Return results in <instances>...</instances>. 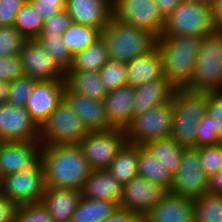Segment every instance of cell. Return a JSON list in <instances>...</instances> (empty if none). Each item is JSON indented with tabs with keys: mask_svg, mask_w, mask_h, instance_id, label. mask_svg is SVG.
<instances>
[{
	"mask_svg": "<svg viewBox=\"0 0 222 222\" xmlns=\"http://www.w3.org/2000/svg\"><path fill=\"white\" fill-rule=\"evenodd\" d=\"M208 178L202 167L199 150L185 148L170 192L193 199L201 197L207 193Z\"/></svg>",
	"mask_w": 222,
	"mask_h": 222,
	"instance_id": "12",
	"label": "cell"
},
{
	"mask_svg": "<svg viewBox=\"0 0 222 222\" xmlns=\"http://www.w3.org/2000/svg\"><path fill=\"white\" fill-rule=\"evenodd\" d=\"M66 86L74 93H79L88 98L104 101L108 91L101 81L100 72H66Z\"/></svg>",
	"mask_w": 222,
	"mask_h": 222,
	"instance_id": "26",
	"label": "cell"
},
{
	"mask_svg": "<svg viewBox=\"0 0 222 222\" xmlns=\"http://www.w3.org/2000/svg\"><path fill=\"white\" fill-rule=\"evenodd\" d=\"M184 0H155L160 14L166 19Z\"/></svg>",
	"mask_w": 222,
	"mask_h": 222,
	"instance_id": "49",
	"label": "cell"
},
{
	"mask_svg": "<svg viewBox=\"0 0 222 222\" xmlns=\"http://www.w3.org/2000/svg\"><path fill=\"white\" fill-rule=\"evenodd\" d=\"M40 128L33 121L26 107L8 103L0 106V141H39Z\"/></svg>",
	"mask_w": 222,
	"mask_h": 222,
	"instance_id": "13",
	"label": "cell"
},
{
	"mask_svg": "<svg viewBox=\"0 0 222 222\" xmlns=\"http://www.w3.org/2000/svg\"><path fill=\"white\" fill-rule=\"evenodd\" d=\"M173 99L132 118L125 128L127 142L143 146L145 143L171 137L173 131Z\"/></svg>",
	"mask_w": 222,
	"mask_h": 222,
	"instance_id": "8",
	"label": "cell"
},
{
	"mask_svg": "<svg viewBox=\"0 0 222 222\" xmlns=\"http://www.w3.org/2000/svg\"><path fill=\"white\" fill-rule=\"evenodd\" d=\"M135 95V87L129 84L108 92L104 103L107 118L114 128L125 130L131 123Z\"/></svg>",
	"mask_w": 222,
	"mask_h": 222,
	"instance_id": "21",
	"label": "cell"
},
{
	"mask_svg": "<svg viewBox=\"0 0 222 222\" xmlns=\"http://www.w3.org/2000/svg\"><path fill=\"white\" fill-rule=\"evenodd\" d=\"M63 98L79 116L88 132L105 131L114 128L107 118L104 101L74 93L67 86H65Z\"/></svg>",
	"mask_w": 222,
	"mask_h": 222,
	"instance_id": "18",
	"label": "cell"
},
{
	"mask_svg": "<svg viewBox=\"0 0 222 222\" xmlns=\"http://www.w3.org/2000/svg\"><path fill=\"white\" fill-rule=\"evenodd\" d=\"M126 69L128 84L133 87L163 78V59L159 48L129 61Z\"/></svg>",
	"mask_w": 222,
	"mask_h": 222,
	"instance_id": "24",
	"label": "cell"
},
{
	"mask_svg": "<svg viewBox=\"0 0 222 222\" xmlns=\"http://www.w3.org/2000/svg\"><path fill=\"white\" fill-rule=\"evenodd\" d=\"M82 197V190L46 187L41 203L54 222H71Z\"/></svg>",
	"mask_w": 222,
	"mask_h": 222,
	"instance_id": "23",
	"label": "cell"
},
{
	"mask_svg": "<svg viewBox=\"0 0 222 222\" xmlns=\"http://www.w3.org/2000/svg\"><path fill=\"white\" fill-rule=\"evenodd\" d=\"M211 7L213 23L216 29L222 30V0H213Z\"/></svg>",
	"mask_w": 222,
	"mask_h": 222,
	"instance_id": "51",
	"label": "cell"
},
{
	"mask_svg": "<svg viewBox=\"0 0 222 222\" xmlns=\"http://www.w3.org/2000/svg\"><path fill=\"white\" fill-rule=\"evenodd\" d=\"M108 59L107 44L101 36L88 48L73 55L71 66L67 72L99 71Z\"/></svg>",
	"mask_w": 222,
	"mask_h": 222,
	"instance_id": "27",
	"label": "cell"
},
{
	"mask_svg": "<svg viewBox=\"0 0 222 222\" xmlns=\"http://www.w3.org/2000/svg\"><path fill=\"white\" fill-rule=\"evenodd\" d=\"M187 2L212 3L213 0H185Z\"/></svg>",
	"mask_w": 222,
	"mask_h": 222,
	"instance_id": "53",
	"label": "cell"
},
{
	"mask_svg": "<svg viewBox=\"0 0 222 222\" xmlns=\"http://www.w3.org/2000/svg\"><path fill=\"white\" fill-rule=\"evenodd\" d=\"M101 36L107 44L108 57L125 64L154 50L158 41L153 33L114 17L102 29Z\"/></svg>",
	"mask_w": 222,
	"mask_h": 222,
	"instance_id": "3",
	"label": "cell"
},
{
	"mask_svg": "<svg viewBox=\"0 0 222 222\" xmlns=\"http://www.w3.org/2000/svg\"><path fill=\"white\" fill-rule=\"evenodd\" d=\"M142 222H195L194 199L168 191Z\"/></svg>",
	"mask_w": 222,
	"mask_h": 222,
	"instance_id": "19",
	"label": "cell"
},
{
	"mask_svg": "<svg viewBox=\"0 0 222 222\" xmlns=\"http://www.w3.org/2000/svg\"><path fill=\"white\" fill-rule=\"evenodd\" d=\"M194 92L222 91V30L202 39L193 76L185 88Z\"/></svg>",
	"mask_w": 222,
	"mask_h": 222,
	"instance_id": "5",
	"label": "cell"
},
{
	"mask_svg": "<svg viewBox=\"0 0 222 222\" xmlns=\"http://www.w3.org/2000/svg\"><path fill=\"white\" fill-rule=\"evenodd\" d=\"M23 75L25 74L19 55L0 58V81L10 83Z\"/></svg>",
	"mask_w": 222,
	"mask_h": 222,
	"instance_id": "43",
	"label": "cell"
},
{
	"mask_svg": "<svg viewBox=\"0 0 222 222\" xmlns=\"http://www.w3.org/2000/svg\"><path fill=\"white\" fill-rule=\"evenodd\" d=\"M17 204L0 193V222H14Z\"/></svg>",
	"mask_w": 222,
	"mask_h": 222,
	"instance_id": "47",
	"label": "cell"
},
{
	"mask_svg": "<svg viewBox=\"0 0 222 222\" xmlns=\"http://www.w3.org/2000/svg\"><path fill=\"white\" fill-rule=\"evenodd\" d=\"M138 158L139 145L127 142L111 162L108 171L124 185L138 175Z\"/></svg>",
	"mask_w": 222,
	"mask_h": 222,
	"instance_id": "30",
	"label": "cell"
},
{
	"mask_svg": "<svg viewBox=\"0 0 222 222\" xmlns=\"http://www.w3.org/2000/svg\"><path fill=\"white\" fill-rule=\"evenodd\" d=\"M27 3L45 21L64 11L66 0H28Z\"/></svg>",
	"mask_w": 222,
	"mask_h": 222,
	"instance_id": "44",
	"label": "cell"
},
{
	"mask_svg": "<svg viewBox=\"0 0 222 222\" xmlns=\"http://www.w3.org/2000/svg\"><path fill=\"white\" fill-rule=\"evenodd\" d=\"M167 192L163 187L137 175L122 186L119 207L144 217Z\"/></svg>",
	"mask_w": 222,
	"mask_h": 222,
	"instance_id": "14",
	"label": "cell"
},
{
	"mask_svg": "<svg viewBox=\"0 0 222 222\" xmlns=\"http://www.w3.org/2000/svg\"><path fill=\"white\" fill-rule=\"evenodd\" d=\"M72 19L66 10L44 21L40 34H63L71 25Z\"/></svg>",
	"mask_w": 222,
	"mask_h": 222,
	"instance_id": "45",
	"label": "cell"
},
{
	"mask_svg": "<svg viewBox=\"0 0 222 222\" xmlns=\"http://www.w3.org/2000/svg\"><path fill=\"white\" fill-rule=\"evenodd\" d=\"M87 133L79 116L63 98L40 128L39 141L42 146L79 144Z\"/></svg>",
	"mask_w": 222,
	"mask_h": 222,
	"instance_id": "7",
	"label": "cell"
},
{
	"mask_svg": "<svg viewBox=\"0 0 222 222\" xmlns=\"http://www.w3.org/2000/svg\"><path fill=\"white\" fill-rule=\"evenodd\" d=\"M197 149L200 153L202 167L208 177L222 170V142Z\"/></svg>",
	"mask_w": 222,
	"mask_h": 222,
	"instance_id": "40",
	"label": "cell"
},
{
	"mask_svg": "<svg viewBox=\"0 0 222 222\" xmlns=\"http://www.w3.org/2000/svg\"><path fill=\"white\" fill-rule=\"evenodd\" d=\"M212 119L206 114L201 122L198 124L196 132H197V140H196V148H200L203 146L216 145L222 140L218 137L214 130Z\"/></svg>",
	"mask_w": 222,
	"mask_h": 222,
	"instance_id": "42",
	"label": "cell"
},
{
	"mask_svg": "<svg viewBox=\"0 0 222 222\" xmlns=\"http://www.w3.org/2000/svg\"><path fill=\"white\" fill-rule=\"evenodd\" d=\"M176 90L165 77L135 87L133 117L171 101Z\"/></svg>",
	"mask_w": 222,
	"mask_h": 222,
	"instance_id": "22",
	"label": "cell"
},
{
	"mask_svg": "<svg viewBox=\"0 0 222 222\" xmlns=\"http://www.w3.org/2000/svg\"><path fill=\"white\" fill-rule=\"evenodd\" d=\"M113 17L121 22L162 35L165 19L155 0H113Z\"/></svg>",
	"mask_w": 222,
	"mask_h": 222,
	"instance_id": "11",
	"label": "cell"
},
{
	"mask_svg": "<svg viewBox=\"0 0 222 222\" xmlns=\"http://www.w3.org/2000/svg\"><path fill=\"white\" fill-rule=\"evenodd\" d=\"M27 39L14 26L0 27V58L20 55Z\"/></svg>",
	"mask_w": 222,
	"mask_h": 222,
	"instance_id": "38",
	"label": "cell"
},
{
	"mask_svg": "<svg viewBox=\"0 0 222 222\" xmlns=\"http://www.w3.org/2000/svg\"><path fill=\"white\" fill-rule=\"evenodd\" d=\"M119 207L116 202L81 197L71 222H103Z\"/></svg>",
	"mask_w": 222,
	"mask_h": 222,
	"instance_id": "31",
	"label": "cell"
},
{
	"mask_svg": "<svg viewBox=\"0 0 222 222\" xmlns=\"http://www.w3.org/2000/svg\"><path fill=\"white\" fill-rule=\"evenodd\" d=\"M195 222H222V195L204 194L194 199Z\"/></svg>",
	"mask_w": 222,
	"mask_h": 222,
	"instance_id": "34",
	"label": "cell"
},
{
	"mask_svg": "<svg viewBox=\"0 0 222 222\" xmlns=\"http://www.w3.org/2000/svg\"><path fill=\"white\" fill-rule=\"evenodd\" d=\"M14 222H54V220L40 202L18 205L15 211Z\"/></svg>",
	"mask_w": 222,
	"mask_h": 222,
	"instance_id": "39",
	"label": "cell"
},
{
	"mask_svg": "<svg viewBox=\"0 0 222 222\" xmlns=\"http://www.w3.org/2000/svg\"><path fill=\"white\" fill-rule=\"evenodd\" d=\"M36 40L66 73L71 66L73 55L65 45L62 34H40Z\"/></svg>",
	"mask_w": 222,
	"mask_h": 222,
	"instance_id": "33",
	"label": "cell"
},
{
	"mask_svg": "<svg viewBox=\"0 0 222 222\" xmlns=\"http://www.w3.org/2000/svg\"><path fill=\"white\" fill-rule=\"evenodd\" d=\"M38 79L23 75L9 83L7 103L14 106L26 107L28 98L32 94Z\"/></svg>",
	"mask_w": 222,
	"mask_h": 222,
	"instance_id": "37",
	"label": "cell"
},
{
	"mask_svg": "<svg viewBox=\"0 0 222 222\" xmlns=\"http://www.w3.org/2000/svg\"><path fill=\"white\" fill-rule=\"evenodd\" d=\"M65 86V80H42L36 84L26 109L39 128L63 99Z\"/></svg>",
	"mask_w": 222,
	"mask_h": 222,
	"instance_id": "17",
	"label": "cell"
},
{
	"mask_svg": "<svg viewBox=\"0 0 222 222\" xmlns=\"http://www.w3.org/2000/svg\"><path fill=\"white\" fill-rule=\"evenodd\" d=\"M41 147L40 141L1 142L0 179L32 169L41 160Z\"/></svg>",
	"mask_w": 222,
	"mask_h": 222,
	"instance_id": "15",
	"label": "cell"
},
{
	"mask_svg": "<svg viewBox=\"0 0 222 222\" xmlns=\"http://www.w3.org/2000/svg\"><path fill=\"white\" fill-rule=\"evenodd\" d=\"M127 143L124 129L88 132L79 146L92 170L108 169L120 150Z\"/></svg>",
	"mask_w": 222,
	"mask_h": 222,
	"instance_id": "9",
	"label": "cell"
},
{
	"mask_svg": "<svg viewBox=\"0 0 222 222\" xmlns=\"http://www.w3.org/2000/svg\"><path fill=\"white\" fill-rule=\"evenodd\" d=\"M173 176L178 172L184 147L172 137L156 139L143 145Z\"/></svg>",
	"mask_w": 222,
	"mask_h": 222,
	"instance_id": "28",
	"label": "cell"
},
{
	"mask_svg": "<svg viewBox=\"0 0 222 222\" xmlns=\"http://www.w3.org/2000/svg\"><path fill=\"white\" fill-rule=\"evenodd\" d=\"M207 92L177 89L173 97L171 137L184 148H196L197 126L207 114Z\"/></svg>",
	"mask_w": 222,
	"mask_h": 222,
	"instance_id": "4",
	"label": "cell"
},
{
	"mask_svg": "<svg viewBox=\"0 0 222 222\" xmlns=\"http://www.w3.org/2000/svg\"><path fill=\"white\" fill-rule=\"evenodd\" d=\"M24 74L42 80H65V72L36 39H27L20 53Z\"/></svg>",
	"mask_w": 222,
	"mask_h": 222,
	"instance_id": "16",
	"label": "cell"
},
{
	"mask_svg": "<svg viewBox=\"0 0 222 222\" xmlns=\"http://www.w3.org/2000/svg\"><path fill=\"white\" fill-rule=\"evenodd\" d=\"M72 22L102 29L113 17V0H66Z\"/></svg>",
	"mask_w": 222,
	"mask_h": 222,
	"instance_id": "20",
	"label": "cell"
},
{
	"mask_svg": "<svg viewBox=\"0 0 222 222\" xmlns=\"http://www.w3.org/2000/svg\"><path fill=\"white\" fill-rule=\"evenodd\" d=\"M138 175L171 191L173 175L144 147L139 145Z\"/></svg>",
	"mask_w": 222,
	"mask_h": 222,
	"instance_id": "29",
	"label": "cell"
},
{
	"mask_svg": "<svg viewBox=\"0 0 222 222\" xmlns=\"http://www.w3.org/2000/svg\"><path fill=\"white\" fill-rule=\"evenodd\" d=\"M44 20L28 3L16 15L14 28L26 39H36L42 30Z\"/></svg>",
	"mask_w": 222,
	"mask_h": 222,
	"instance_id": "35",
	"label": "cell"
},
{
	"mask_svg": "<svg viewBox=\"0 0 222 222\" xmlns=\"http://www.w3.org/2000/svg\"><path fill=\"white\" fill-rule=\"evenodd\" d=\"M28 0H2L0 4V27L13 26L16 15Z\"/></svg>",
	"mask_w": 222,
	"mask_h": 222,
	"instance_id": "46",
	"label": "cell"
},
{
	"mask_svg": "<svg viewBox=\"0 0 222 222\" xmlns=\"http://www.w3.org/2000/svg\"><path fill=\"white\" fill-rule=\"evenodd\" d=\"M99 72L101 81L105 85L108 92L128 84L125 63L109 58Z\"/></svg>",
	"mask_w": 222,
	"mask_h": 222,
	"instance_id": "36",
	"label": "cell"
},
{
	"mask_svg": "<svg viewBox=\"0 0 222 222\" xmlns=\"http://www.w3.org/2000/svg\"><path fill=\"white\" fill-rule=\"evenodd\" d=\"M202 39L188 35L158 38L164 77L176 89H185L189 85Z\"/></svg>",
	"mask_w": 222,
	"mask_h": 222,
	"instance_id": "2",
	"label": "cell"
},
{
	"mask_svg": "<svg viewBox=\"0 0 222 222\" xmlns=\"http://www.w3.org/2000/svg\"><path fill=\"white\" fill-rule=\"evenodd\" d=\"M45 190L41 160L30 170L19 171L0 179V193L17 205L40 203Z\"/></svg>",
	"mask_w": 222,
	"mask_h": 222,
	"instance_id": "10",
	"label": "cell"
},
{
	"mask_svg": "<svg viewBox=\"0 0 222 222\" xmlns=\"http://www.w3.org/2000/svg\"><path fill=\"white\" fill-rule=\"evenodd\" d=\"M216 29L210 3L183 1L166 19L160 37H204Z\"/></svg>",
	"mask_w": 222,
	"mask_h": 222,
	"instance_id": "6",
	"label": "cell"
},
{
	"mask_svg": "<svg viewBox=\"0 0 222 222\" xmlns=\"http://www.w3.org/2000/svg\"><path fill=\"white\" fill-rule=\"evenodd\" d=\"M103 222H142V217L128 209L118 207L115 212Z\"/></svg>",
	"mask_w": 222,
	"mask_h": 222,
	"instance_id": "48",
	"label": "cell"
},
{
	"mask_svg": "<svg viewBox=\"0 0 222 222\" xmlns=\"http://www.w3.org/2000/svg\"><path fill=\"white\" fill-rule=\"evenodd\" d=\"M122 186L108 169L92 170L90 177L85 181L82 188V197L119 204Z\"/></svg>",
	"mask_w": 222,
	"mask_h": 222,
	"instance_id": "25",
	"label": "cell"
},
{
	"mask_svg": "<svg viewBox=\"0 0 222 222\" xmlns=\"http://www.w3.org/2000/svg\"><path fill=\"white\" fill-rule=\"evenodd\" d=\"M207 193L222 195V170L208 178Z\"/></svg>",
	"mask_w": 222,
	"mask_h": 222,
	"instance_id": "50",
	"label": "cell"
},
{
	"mask_svg": "<svg viewBox=\"0 0 222 222\" xmlns=\"http://www.w3.org/2000/svg\"><path fill=\"white\" fill-rule=\"evenodd\" d=\"M101 32L98 28L72 22L62 36L71 54L75 55L96 42L101 37Z\"/></svg>",
	"mask_w": 222,
	"mask_h": 222,
	"instance_id": "32",
	"label": "cell"
},
{
	"mask_svg": "<svg viewBox=\"0 0 222 222\" xmlns=\"http://www.w3.org/2000/svg\"><path fill=\"white\" fill-rule=\"evenodd\" d=\"M207 114L214 122V130L222 140V91L207 92Z\"/></svg>",
	"mask_w": 222,
	"mask_h": 222,
	"instance_id": "41",
	"label": "cell"
},
{
	"mask_svg": "<svg viewBox=\"0 0 222 222\" xmlns=\"http://www.w3.org/2000/svg\"><path fill=\"white\" fill-rule=\"evenodd\" d=\"M46 187L82 190L92 168L78 144L41 147Z\"/></svg>",
	"mask_w": 222,
	"mask_h": 222,
	"instance_id": "1",
	"label": "cell"
},
{
	"mask_svg": "<svg viewBox=\"0 0 222 222\" xmlns=\"http://www.w3.org/2000/svg\"><path fill=\"white\" fill-rule=\"evenodd\" d=\"M9 95V83L0 81V106L7 103Z\"/></svg>",
	"mask_w": 222,
	"mask_h": 222,
	"instance_id": "52",
	"label": "cell"
}]
</instances>
